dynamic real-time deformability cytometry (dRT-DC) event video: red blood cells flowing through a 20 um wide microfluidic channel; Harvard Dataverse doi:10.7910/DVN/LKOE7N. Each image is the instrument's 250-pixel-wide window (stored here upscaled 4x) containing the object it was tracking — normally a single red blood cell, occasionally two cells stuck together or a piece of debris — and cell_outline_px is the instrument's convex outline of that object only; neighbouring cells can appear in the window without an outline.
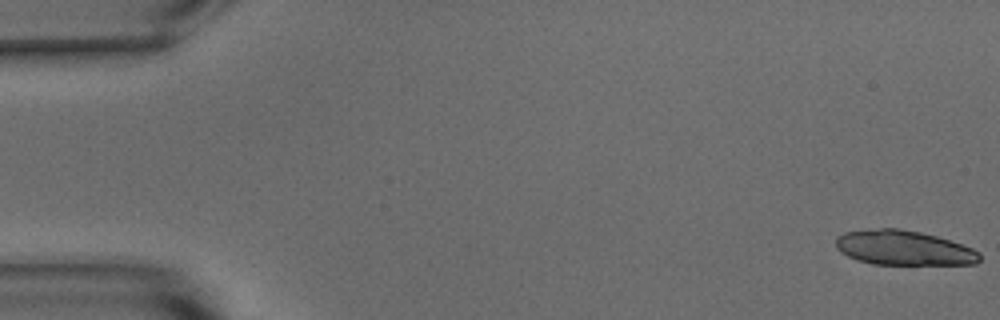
{"species": "common noctule bat (a hibernating species)", "species_latin": "Nyctalus noctula", "temperature_condition": "warm", "stored_images_in_passage": 22, "camera_frame_rate_fps": 3000, "um_per_image_px": 0.085, "animal": {"sex": "male", "body_mass_g": 15.6}, "frame": {"image": 1, "passage_image": 1, "time_ms": 0.0, "image_size_px": [1000, 320], "cell_outline_px": [[980, 260], [976, 264], [872, 264], [856, 260], [840, 252], [836, 248], [836, 236], [844, 232], [880, 228], [896, 228], [920, 232], [936, 236], [972, 248], [980, 252]], "centroid_in_image_um": [76.78, 21.07], "position_along_channel_um": 8.2, "area_um2": 29.02}}